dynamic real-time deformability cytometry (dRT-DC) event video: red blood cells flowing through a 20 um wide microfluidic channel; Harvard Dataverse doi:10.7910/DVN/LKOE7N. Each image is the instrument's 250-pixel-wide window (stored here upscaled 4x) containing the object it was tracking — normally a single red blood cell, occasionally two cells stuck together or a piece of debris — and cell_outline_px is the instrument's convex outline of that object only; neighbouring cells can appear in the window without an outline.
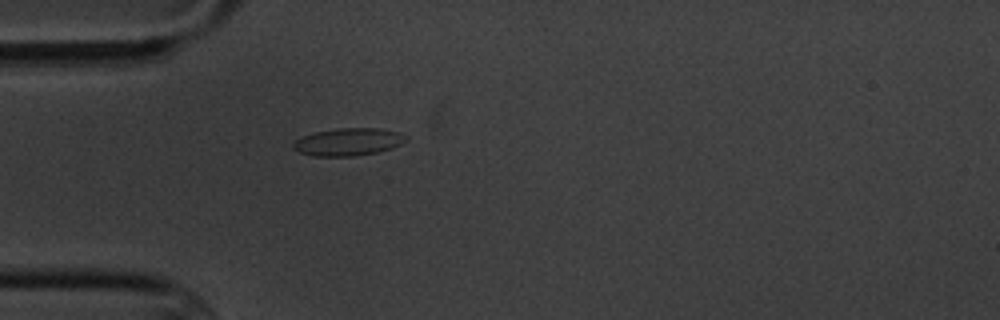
{"species": "common noctule bat (a hibernating species)", "species_latin": "Nyctalus noctula", "temperature_condition": "cold", "stored_images_in_passage": 1, "camera_frame_rate_fps": 3000, "um_per_image_px": 0.085, "animal": {"sex": "male", "body_mass_g": 20.1, "forearm_length_mm": 53.5}, "frame": {"image": 1, "passage_image": 1, "time_ms": 0.0, "image_size_px": [1000, 320], "cell_outline_px": [[408, 140], [392, 148], [376, 152], [352, 156], [312, 156], [300, 152], [292, 148], [292, 144], [296, 140], [312, 132], [336, 128], [380, 128], [400, 132], [408, 136]], "centroid_in_image_um": [29.62, 12.05], "position_along_channel_um": 55.4, "area_um2": 18.21}}